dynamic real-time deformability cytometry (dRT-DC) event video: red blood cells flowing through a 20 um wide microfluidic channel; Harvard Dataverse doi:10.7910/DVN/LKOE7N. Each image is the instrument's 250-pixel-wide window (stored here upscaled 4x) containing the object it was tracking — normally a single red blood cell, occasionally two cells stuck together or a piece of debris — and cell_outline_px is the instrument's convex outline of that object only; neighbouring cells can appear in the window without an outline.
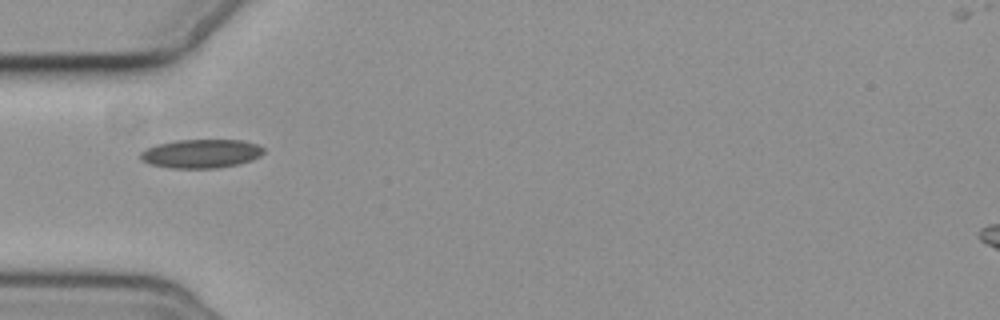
{"species": "common noctule bat (a hibernating species)", "species_latin": "Nyctalus noctula", "temperature_condition": "cold", "stored_images_in_passage": 1, "camera_frame_rate_fps": 3000, "um_per_image_px": 0.085, "animal": {"sex": "female", "body_mass_g": 19.3, "forearm_length_mm": 54.1}, "frame": {"image": 1, "passage_image": 1, "time_ms": 0.0, "image_size_px": [1000, 320], "cell_outline_px": [[264, 152], [260, 156], [252, 160], [240, 164], [216, 168], [172, 168], [148, 164], [140, 160], [140, 152], [156, 144], [176, 140], [244, 140], [256, 144], [264, 148]], "centroid_in_image_um": [17.09, 13.06], "position_along_channel_um": 67.9, "area_um2": 20.81}}